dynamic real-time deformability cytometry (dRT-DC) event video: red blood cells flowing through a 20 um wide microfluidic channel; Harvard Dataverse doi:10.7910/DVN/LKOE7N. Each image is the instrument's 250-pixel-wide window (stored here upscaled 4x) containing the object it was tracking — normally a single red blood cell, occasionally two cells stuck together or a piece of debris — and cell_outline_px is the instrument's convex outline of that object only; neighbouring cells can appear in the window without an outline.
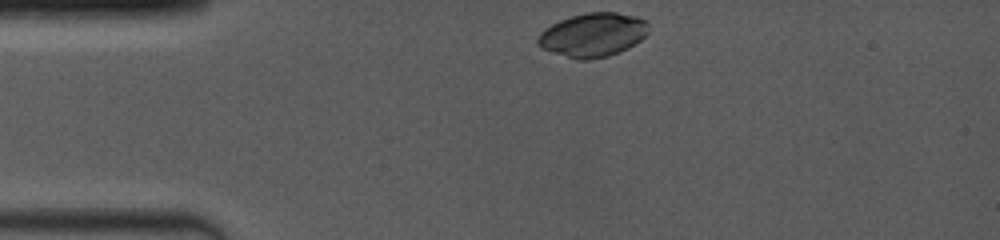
{"species": "common noctule bat (a hibernating species)", "species_latin": "Nyctalus noctula", "temperature_condition": "room temperature", "stored_images_in_passage": 31, "camera_frame_rate_fps": 4000, "um_per_image_px": 0.085, "animal": {"sex": "female", "body_mass_g": 19.0, "forearm_length_mm": 53.3}, "frame": {"image": 1, "passage_image": 1, "time_ms": 0.0, "image_size_px": [1000, 240], "cell_outline_px": [[648, 32], [640, 40], [628, 48], [608, 56], [588, 60], [580, 60], [552, 52], [544, 48], [536, 40], [540, 32], [552, 24], [560, 20], [572, 16], [588, 12], [616, 12], [636, 16], [648, 20]], "centroid_in_image_um": [50.43, 2.95], "position_along_channel_um": 34.6, "area_um2": 28.09}}
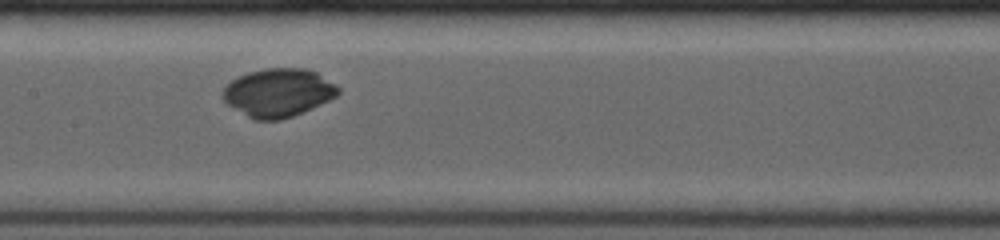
{"frame": {"image": 2, "passage_image": 14, "time_ms": 4.75, "image_size_px": [1000, 240], "cell_outline_px": [[340, 92], [336, 96], [312, 108], [292, 116], [280, 120], [256, 120], [248, 116], [228, 104], [220, 96], [224, 88], [232, 80], [248, 72], [268, 68], [304, 68], [316, 72], [336, 84], [340, 88]], "centroid_in_image_um": [23.66, 7.87], "position_along_channel_um": 183.7, "area_um2": 32.19}}
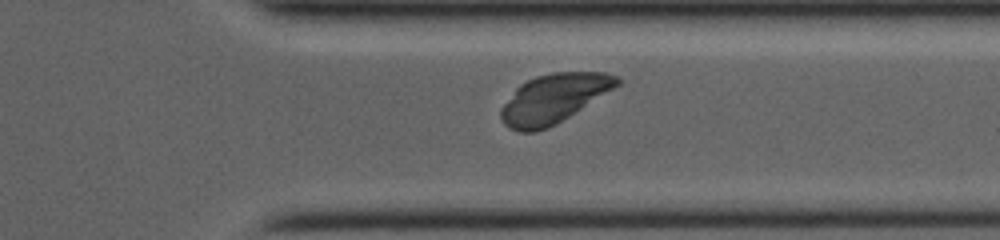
{"frame": {"image": 3, "passage_image": 27, "time_ms": 9.25, "image_size_px": [1000, 240], "cell_outline_px": [[620, 84], [556, 124], [548, 128], [536, 132], [520, 132], [508, 128], [500, 120], [500, 108], [516, 88], [520, 84], [536, 76], [552, 72], [604, 72], [620, 76]], "centroid_in_image_um": [47.03, 8.38], "position_along_channel_um": 364.4, "area_um2": 33.12}}